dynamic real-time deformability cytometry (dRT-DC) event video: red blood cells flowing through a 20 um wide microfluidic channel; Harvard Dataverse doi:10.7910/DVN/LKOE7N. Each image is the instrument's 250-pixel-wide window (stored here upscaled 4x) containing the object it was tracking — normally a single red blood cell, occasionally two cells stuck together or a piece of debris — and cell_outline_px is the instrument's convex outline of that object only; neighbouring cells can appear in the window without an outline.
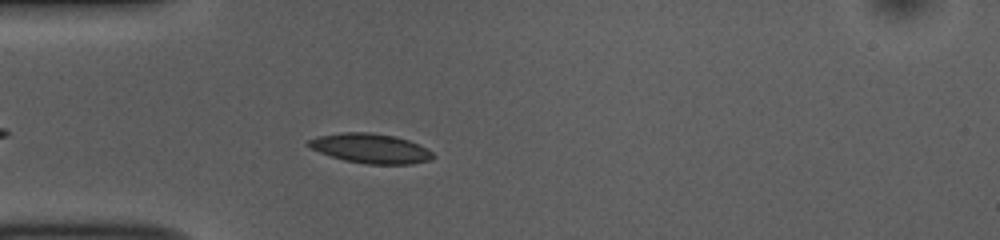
{"species": "common noctule bat (a hibernating species)", "species_latin": "Nyctalus noctula", "temperature_condition": "room temperature", "stored_images_in_passage": 42, "camera_frame_rate_fps": 3000, "um_per_image_px": 0.085, "animal": {"sex": "female", "body_mass_g": 10.0, "forearm_length_mm": 53.1}, "frame": {"image": 1, "passage_image": 5, "time_ms": 1.333, "image_size_px": [1000, 240], "cell_outline_px": [[436, 156], [432, 160], [412, 164], [364, 164], [344, 160], [320, 152], [304, 144], [308, 140], [316, 136], [340, 132], [368, 132], [396, 136], [408, 140], [432, 152]], "centroid_in_image_um": [31.48, 12.61], "position_along_channel_um": 53.5, "area_um2": 21.56}}
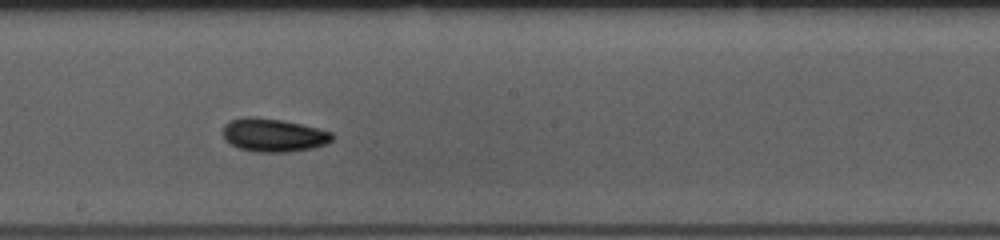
{"frame": {"image": 2, "passage_image": 19, "time_ms": 6.0, "image_size_px": [1000, 240], "cell_outline_px": [[332, 140], [324, 144], [312, 148], [288, 152], [256, 152], [240, 148], [224, 140], [224, 124], [228, 120], [244, 116], [248, 116], [284, 120], [332, 132]], "centroid_in_image_um": [23.2, 11.47], "position_along_channel_um": 225.0, "area_um2": 21.1}}
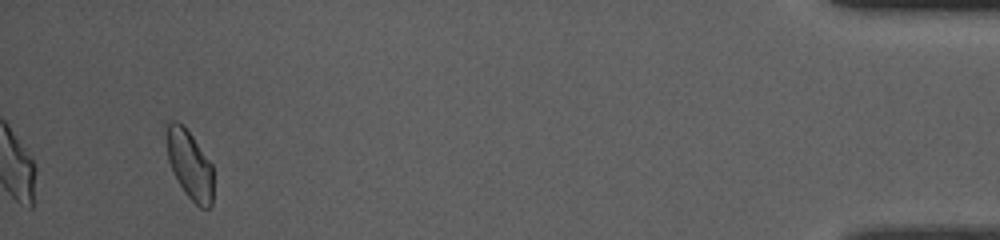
{"frame": {"image": 3, "passage_image": 40, "time_ms": 13.0, "image_size_px": [1000, 240], "cell_outline_px": [[212, 204], [208, 208], [200, 208], [184, 192], [168, 160], [168, 120], [176, 120], [184, 124], [212, 164]], "centroid_in_image_um": [16.15, 13.99], "position_along_channel_um": 419.1, "area_um2": 18.32}, "authors_computed_cell_mechanics": {"area_um2": 19.941, "velocity_mm_per_s": 3.8193, "shape_relaxation_time_tau1_ms": 6.8785, "shape_relaxation_time_tau2_ms": 9.1727, "deformation_change_tau1": 0.1365, "deformation_change_tau2": 0.1403}}